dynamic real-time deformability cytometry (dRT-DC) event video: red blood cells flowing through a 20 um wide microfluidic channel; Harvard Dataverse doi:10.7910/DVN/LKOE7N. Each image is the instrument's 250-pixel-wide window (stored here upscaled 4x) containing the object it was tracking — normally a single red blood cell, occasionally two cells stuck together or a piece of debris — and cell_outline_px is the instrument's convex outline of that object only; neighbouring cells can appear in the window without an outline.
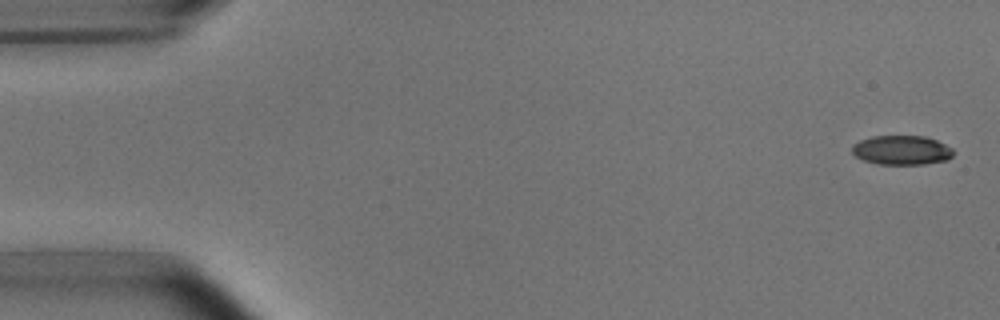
{"species": "common noctule bat (a hibernating species)", "species_latin": "Nyctalus noctula", "temperature_condition": "room temperature", "stored_images_in_passage": 5, "camera_frame_rate_fps": 3000, "um_per_image_px": 0.085, "animal": {"sex": "male", "body_mass_g": 15.6}, "frame": {"image": 1, "passage_image": 1, "time_ms": 0.0, "image_size_px": [1000, 320], "cell_outline_px": [[952, 156], [948, 160], [924, 164], [880, 164], [864, 160], [856, 156], [852, 152], [852, 144], [860, 140], [872, 136], [924, 136], [936, 140], [952, 148]], "centroid_in_image_um": [76.63, 12.76], "position_along_channel_um": 8.4, "area_um2": 17.22}}
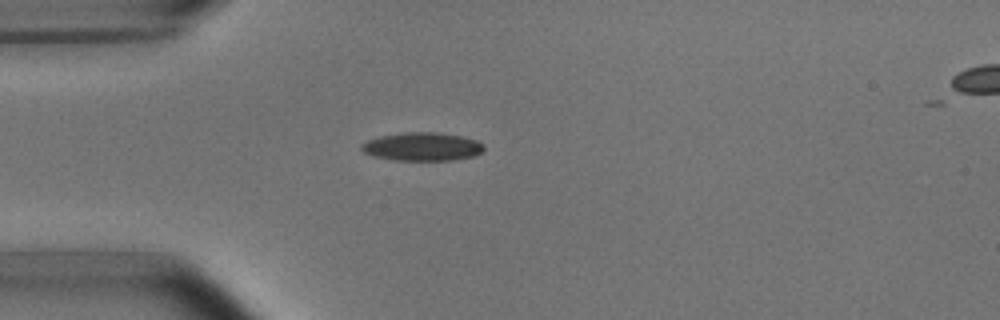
{"frame": {"image": 2, "passage_image": 4, "time_ms": 4.333, "image_size_px": [1000, 320], "cell_outline_px": [[484, 148], [476, 156], [452, 160], [392, 160], [372, 156], [364, 152], [360, 148], [360, 144], [368, 140], [380, 136], [404, 132], [436, 132], [460, 136], [476, 140], [484, 144]], "centroid_in_image_um": [35.87, 12.47], "position_along_channel_um": 49.1, "area_um2": 20.29}}